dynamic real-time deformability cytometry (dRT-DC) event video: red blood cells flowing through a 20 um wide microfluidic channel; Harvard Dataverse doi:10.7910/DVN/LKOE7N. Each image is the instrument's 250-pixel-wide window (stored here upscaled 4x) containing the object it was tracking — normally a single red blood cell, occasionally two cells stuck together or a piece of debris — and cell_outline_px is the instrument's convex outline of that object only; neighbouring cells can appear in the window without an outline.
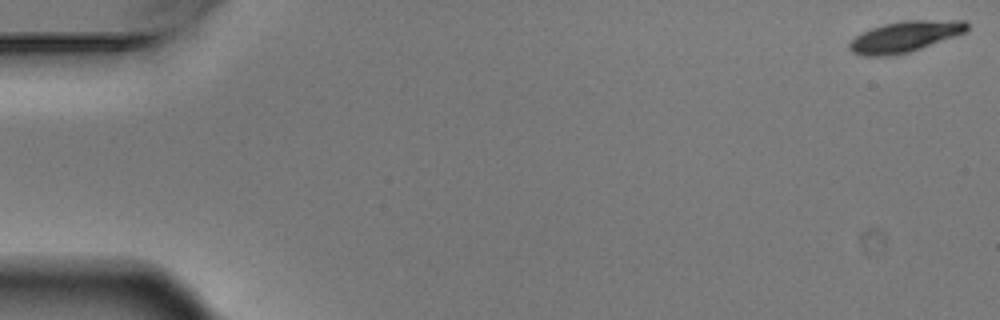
{"species": "Egyptian fruit bat (a non-hibernating species)", "species_latin": "Rousettus aegyptiacus", "temperature_condition": "warm", "stored_images_in_passage": 7, "camera_frame_rate_fps": 3000, "um_per_image_px": 0.085, "animal": {"sex": "male"}, "frame": {"image": 1, "passage_image": 1, "time_ms": 0.0, "image_size_px": [1000, 320], "cell_outline_px": [[968, 28], [964, 32], [920, 48], [908, 52], [884, 56], [864, 56], [852, 52], [848, 48], [848, 44], [856, 36], [872, 28], [884, 24], [904, 20], [964, 20], [968, 24]], "centroid_in_image_um": [76.89, 3.1], "position_along_channel_um": 8.1, "area_um2": 20.75}}
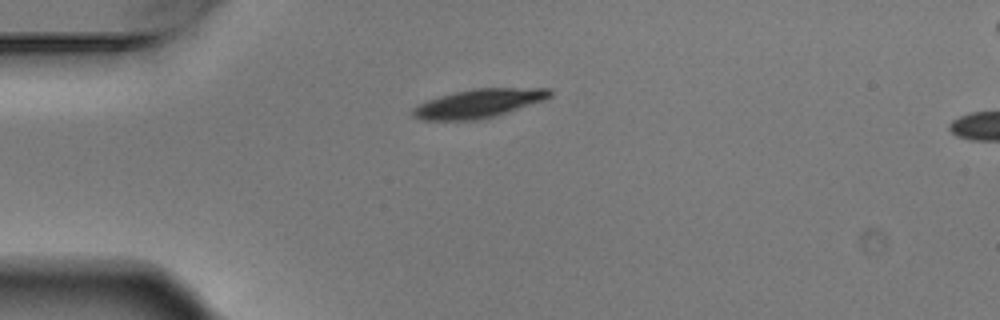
{"frame": {"image": 2, "passage_image": 5, "time_ms": 1.333, "image_size_px": [1000, 320], "cell_outline_px": [[552, 96], [544, 100], [496, 116], [476, 120], [424, 120], [412, 116], [412, 108], [428, 100], [440, 96], [472, 88], [552, 88]], "centroid_in_image_um": [40.72, 8.79], "position_along_channel_um": 44.3, "area_um2": 22.83}}
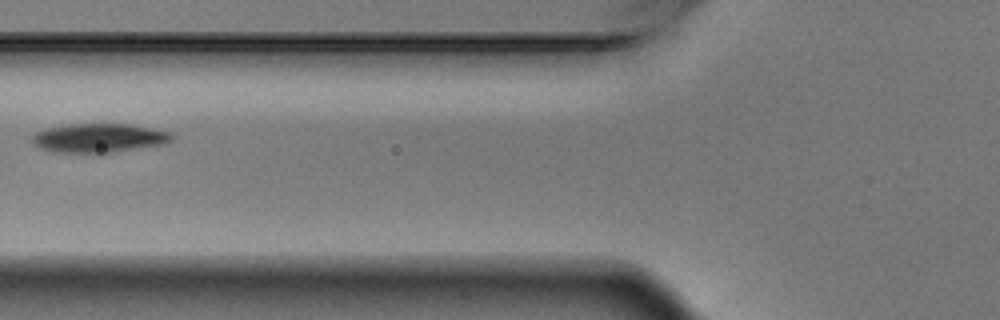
{"frame": {"image": 3, "passage_image": 7, "time_ms": 2.0, "image_size_px": [1000, 320], "cell_outline_px": [[172, 140], [160, 144], [108, 152], [56, 152], [40, 148], [32, 144], [32, 136], [36, 132], [48, 128], [68, 124], [132, 124], [172, 132]], "centroid_in_image_um": [8.37, 11.71], "position_along_channel_um": 117.4, "area_um2": 23.12}}